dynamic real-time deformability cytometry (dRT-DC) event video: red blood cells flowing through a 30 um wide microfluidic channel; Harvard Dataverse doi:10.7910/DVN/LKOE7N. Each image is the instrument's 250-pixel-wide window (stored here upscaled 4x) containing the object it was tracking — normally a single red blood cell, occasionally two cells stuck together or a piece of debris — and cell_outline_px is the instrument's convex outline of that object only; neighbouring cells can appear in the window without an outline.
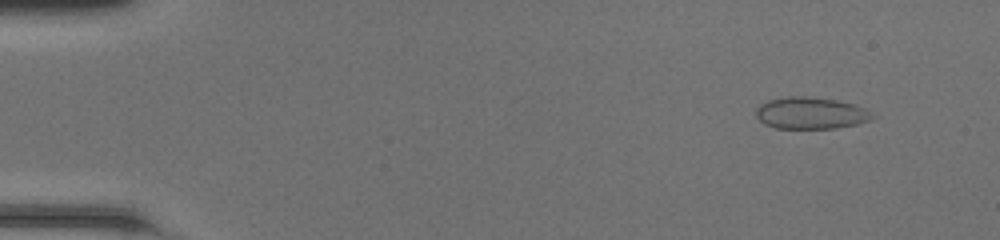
{"species": "common noctule bat (a hibernating species)", "species_latin": "Nyctalus noctula", "temperature_condition": "room temperature", "stored_images_in_passage": 49, "camera_frame_rate_fps": 3000, "um_per_image_px": 0.085, "animal": {"sex": "female", "body_mass_g": 20.0, "forearm_length_mm": 54.0}, "frame": {"image": 1, "passage_image": 5, "time_ms": 1.333, "image_size_px": [1000, 240], "cell_outline_px": [[880, 116], [872, 120], [856, 124], [836, 128], [776, 128], [764, 124], [756, 116], [756, 108], [760, 104], [768, 100], [788, 96], [808, 96], [836, 100], [856, 104]], "centroid_in_image_um": [68.97, 9.61], "position_along_channel_um": 16.0, "area_um2": 21.85}}
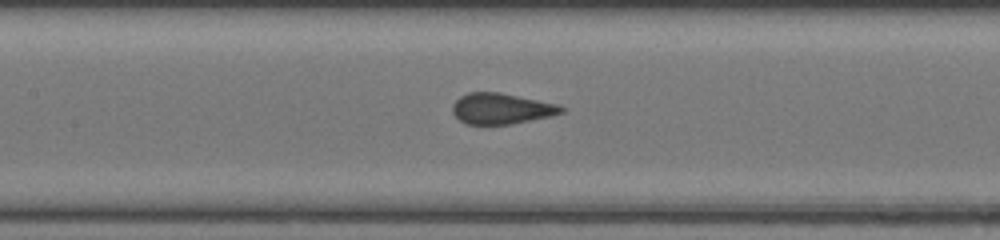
{"frame": {"image": 2, "passage_image": 24, "time_ms": 7.667, "image_size_px": [1000, 240], "cell_outline_px": [[568, 108], [564, 112], [552, 116], [512, 124], [468, 124], [460, 120], [452, 112], [452, 104], [460, 96], [468, 92], [500, 92], [560, 104]], "centroid_in_image_um": [42.67, 9.22], "position_along_channel_um": 164.7, "area_um2": 19.83}}
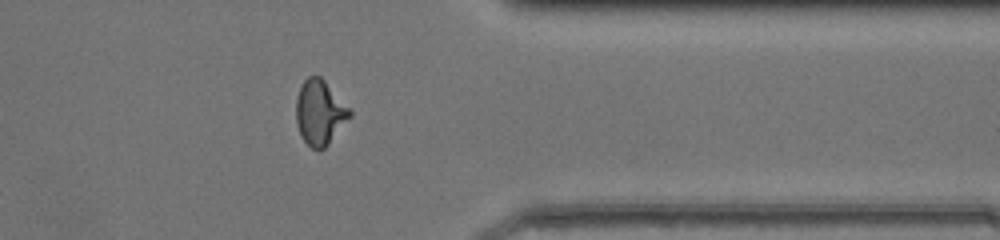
{"frame": {"image": 3, "passage_image": 40, "time_ms": 13.0, "image_size_px": [1000, 240], "cell_outline_px": [[352, 116], [328, 144], [324, 148], [312, 148], [300, 136], [296, 120], [296, 100], [300, 88], [304, 80], [308, 76], [320, 76], [352, 108]], "centroid_in_image_um": [27.21, 9.54], "position_along_channel_um": 384.2, "area_um2": 20.35}, "authors_computed_cell_mechanics": {"area_um2": 20.1722, "velocity_mm_per_s": 4.296, "shape_relaxation_time_tau1_ms": 7.424, "shape_relaxation_time_tau2_ms": null, "deformation_change_tau1": 0.2104, "deformation_change_tau2": null}}